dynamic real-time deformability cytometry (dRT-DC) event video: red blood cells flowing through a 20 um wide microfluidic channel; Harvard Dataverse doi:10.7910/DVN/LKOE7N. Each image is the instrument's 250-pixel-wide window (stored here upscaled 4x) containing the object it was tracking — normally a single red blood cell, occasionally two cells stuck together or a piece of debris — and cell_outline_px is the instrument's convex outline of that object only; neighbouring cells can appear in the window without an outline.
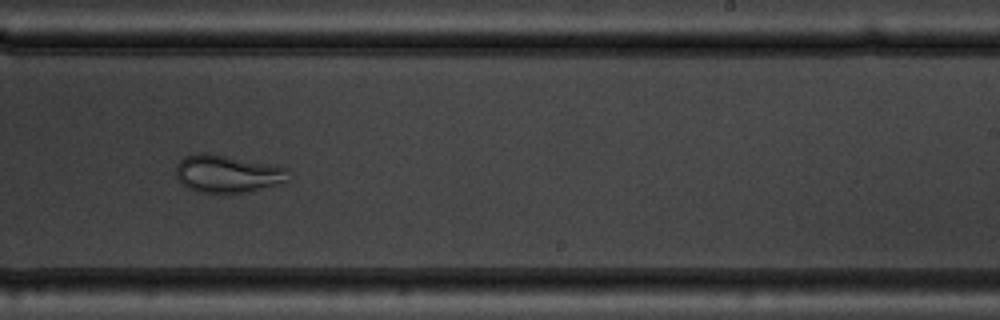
{"species": "common noctule bat (a hibernating species)", "species_latin": "Nyctalus noctula", "temperature_condition": "warm", "stored_images_in_passage": 45, "camera_frame_rate_fps": 3000, "um_per_image_px": 0.085, "animal": {"sex": "male", "body_mass_g": 19.5, "forearm_length_mm": 54.6}, "frame": {"image": 1, "passage_image": 25, "time_ms": 8.0, "image_size_px": [1000, 320], "cell_outline_px": [[288, 180], [280, 184], [244, 192], [196, 192], [180, 184], [176, 176], [176, 164], [184, 156], [196, 152], [204, 152], [276, 164], [288, 168]], "centroid_in_image_um": [19.32, 14.74], "position_along_channel_um": 269.7, "area_um2": 24.97}}
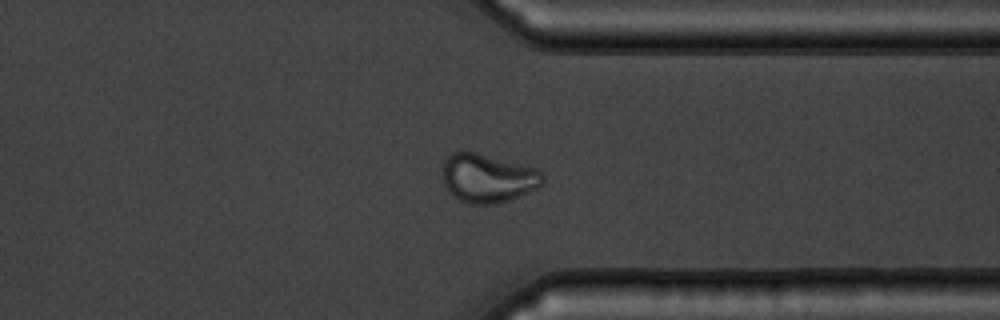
{"frame": {"image": 2, "passage_image": 33, "time_ms": 10.667, "image_size_px": [1000, 320], "cell_outline_px": [[544, 184], [536, 188], [508, 200], [492, 204], [468, 204], [452, 196], [448, 192], [444, 184], [444, 160], [452, 152], [476, 152], [536, 168], [544, 176]], "centroid_in_image_um": [41.45, 15.15], "position_along_channel_um": 369.9, "area_um2": 28.21}}
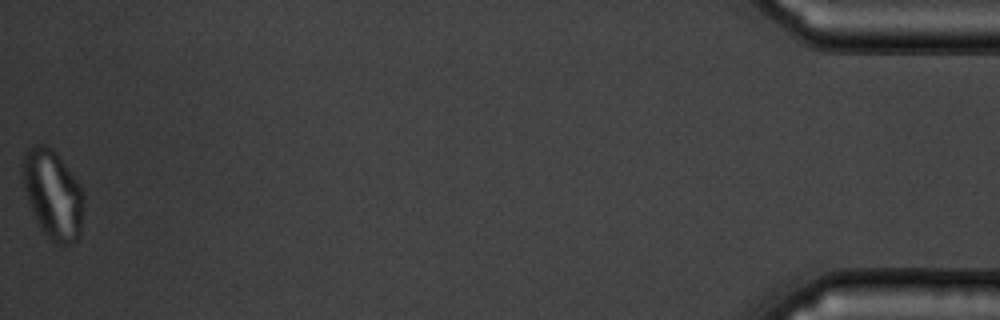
{"frame": {"image": 3, "passage_image": 45, "time_ms": 14.667, "image_size_px": [1000, 320], "cell_outline_px": [[84, 204], [80, 236], [72, 244], [60, 248], [40, 228], [28, 204], [20, 172], [24, 152], [28, 144], [44, 144], [52, 148], [56, 152], [80, 188], [84, 196]], "centroid_in_image_um": [4.45, 16.53], "position_along_channel_um": 430.7, "area_um2": 32.14}, "authors_computed_cell_mechanics": {"area_um2": 28.5532, "velocity_mm_per_s": 3.7829, "shape_relaxation_time_tau1_ms": 6.2961, "shape_relaxation_time_tau2_ms": 1.7075, "deformation_change_tau1": 0.1302, "deformation_change_tau2": 0.0696}}